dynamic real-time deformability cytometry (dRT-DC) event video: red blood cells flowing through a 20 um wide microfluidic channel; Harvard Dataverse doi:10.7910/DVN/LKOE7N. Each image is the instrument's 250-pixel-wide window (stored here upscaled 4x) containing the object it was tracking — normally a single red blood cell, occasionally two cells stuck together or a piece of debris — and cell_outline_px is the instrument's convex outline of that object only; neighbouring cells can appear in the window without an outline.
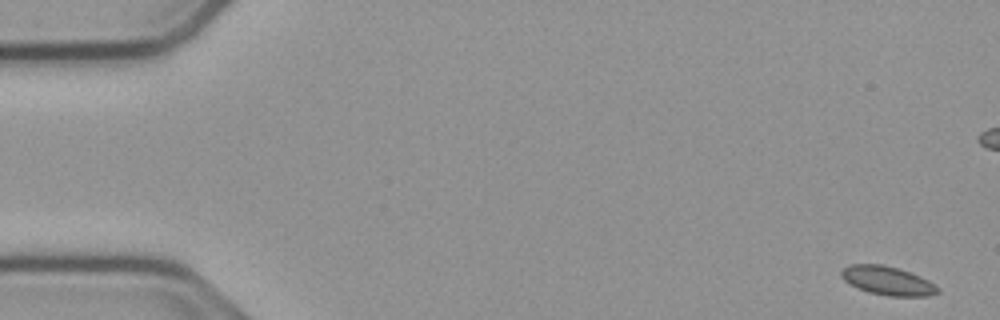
{"species": "common noctule bat (a hibernating species)", "species_latin": "Nyctalus noctula", "temperature_condition": "cold", "stored_images_in_passage": 55, "camera_frame_rate_fps": 3000, "um_per_image_px": 0.085, "animal": {"sex": "male", "body_mass_g": 23.1, "forearm_length_mm": 52.7}, "frame": {"image": 1, "passage_image": 1, "time_ms": 0.0, "image_size_px": [1000, 320], "cell_outline_px": [[940, 292], [928, 296], [888, 296], [868, 292], [856, 288], [844, 280], [840, 276], [840, 272], [848, 264], [880, 264], [896, 268], [920, 276], [928, 280], [940, 288]], "centroid_in_image_um": [75.42, 23.87], "position_along_channel_um": 9.6, "area_um2": 16.18}}
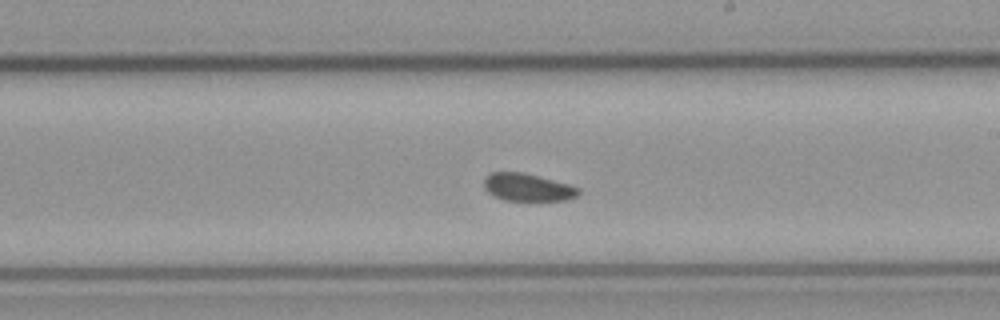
{"frame": {"image": 2, "passage_image": 31, "time_ms": 10.0, "image_size_px": [1000, 320], "cell_outline_px": [[580, 192], [576, 196], [568, 200], [504, 200], [488, 192], [484, 188], [484, 180], [492, 172], [524, 172], [568, 184], [580, 188]], "centroid_in_image_um": [44.86, 15.92], "position_along_channel_um": 244.1, "area_um2": 15.03}}
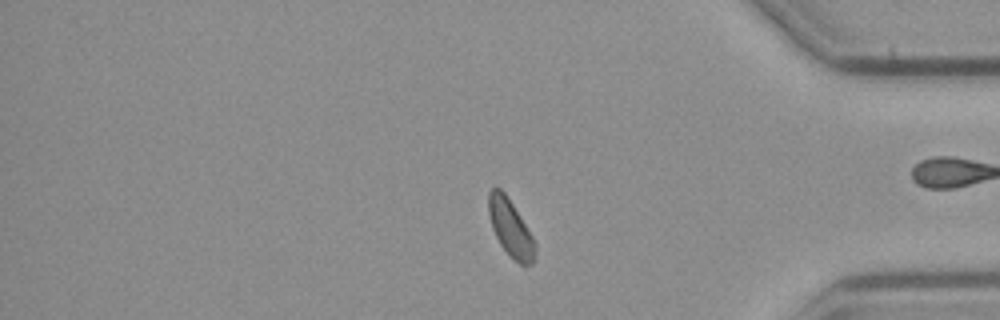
{"frame": {"image": 3, "passage_image": 45, "time_ms": 14.667, "image_size_px": [1000, 320], "cell_outline_px": [[536, 260], [532, 264], [524, 268], [500, 244], [492, 228], [488, 212], [488, 192], [492, 188], [500, 188], [504, 192], [512, 204], [532, 236], [536, 244]], "centroid_in_image_um": [43.41, 19.42], "position_along_channel_um": 391.8, "area_um2": 15.32}}